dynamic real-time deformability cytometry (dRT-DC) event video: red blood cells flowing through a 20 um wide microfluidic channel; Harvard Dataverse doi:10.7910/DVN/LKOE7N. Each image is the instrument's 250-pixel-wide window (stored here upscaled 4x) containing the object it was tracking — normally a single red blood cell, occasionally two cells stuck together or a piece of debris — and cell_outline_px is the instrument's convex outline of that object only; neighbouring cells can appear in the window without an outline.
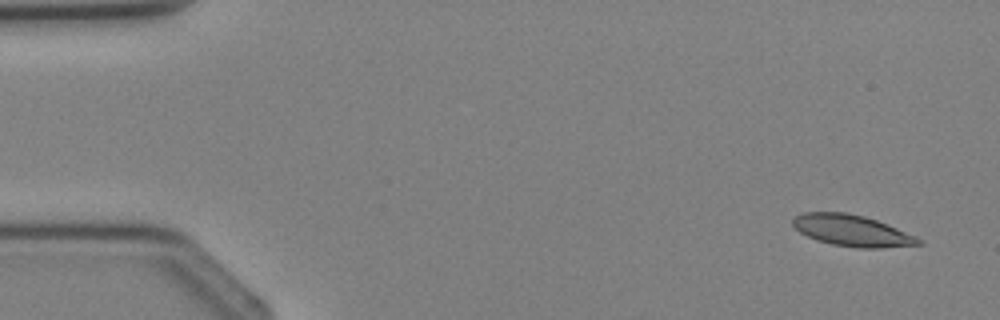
{"species": "Egyptian fruit bat (a non-hibernating species)", "species_latin": "Rousettus aegyptiacus", "temperature_condition": "cold", "stored_images_in_passage": 4, "camera_frame_rate_fps": 3000, "um_per_image_px": 0.085, "animal": {"sex": "female"}, "frame": {"image": 1, "passage_image": 1, "time_ms": 0.0, "image_size_px": [1000, 320], "cell_outline_px": [[924, 244], [884, 248], [860, 248], [832, 244], [816, 240], [800, 232], [792, 224], [792, 220], [796, 216], [804, 212], [848, 212], [864, 216], [888, 224], [916, 236], [924, 240]], "centroid_in_image_um": [72.47, 19.6], "position_along_channel_um": 12.5, "area_um2": 23.06}}